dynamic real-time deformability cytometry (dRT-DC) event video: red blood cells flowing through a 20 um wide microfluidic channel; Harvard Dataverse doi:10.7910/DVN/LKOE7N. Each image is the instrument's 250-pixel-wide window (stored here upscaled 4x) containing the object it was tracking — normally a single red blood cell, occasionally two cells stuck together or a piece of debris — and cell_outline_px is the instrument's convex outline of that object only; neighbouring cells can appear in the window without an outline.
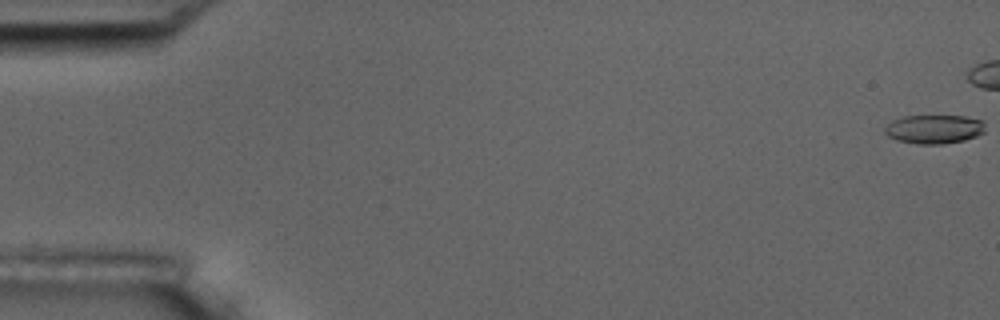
{"species": "common noctule bat (a hibernating species)", "species_latin": "Nyctalus noctula", "temperature_condition": "room temperature", "stored_images_in_passage": 45, "camera_frame_rate_fps": 3000, "um_per_image_px": 0.085, "animal": {"sex": "male", "body_mass_g": 17.5, "forearm_length_mm": 52.3}, "frame": {"image": 1, "passage_image": 1, "time_ms": 0.0, "image_size_px": [1000, 320], "cell_outline_px": [[984, 132], [976, 136], [964, 140], [944, 144], [916, 144], [896, 140], [888, 136], [884, 132], [884, 128], [892, 120], [904, 116], [964, 116], [980, 120], [984, 124]], "centroid_in_image_um": [79.37, 10.98], "position_along_channel_um": 5.6, "area_um2": 16.88}}
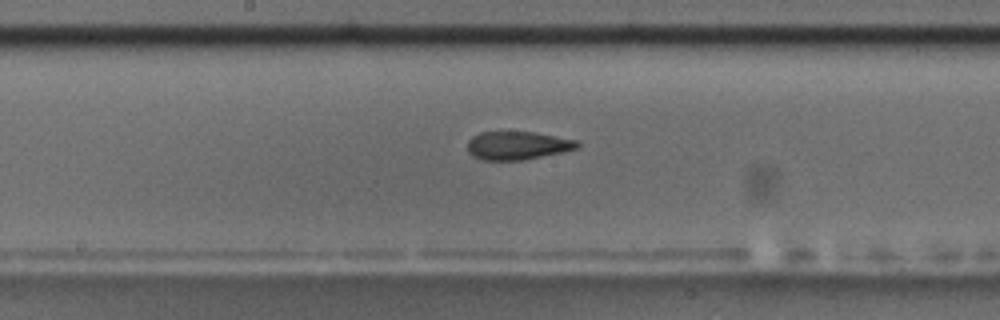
{"frame": {"image": 2, "passage_image": 30, "time_ms": 9.667, "image_size_px": [1000, 320], "cell_outline_px": [[580, 144], [576, 148], [560, 152], [524, 160], [484, 160], [472, 156], [468, 152], [468, 140], [472, 136], [480, 132], [532, 132], [576, 140]], "centroid_in_image_um": [43.93, 12.37], "position_along_channel_um": 204.3, "area_um2": 17.86}}
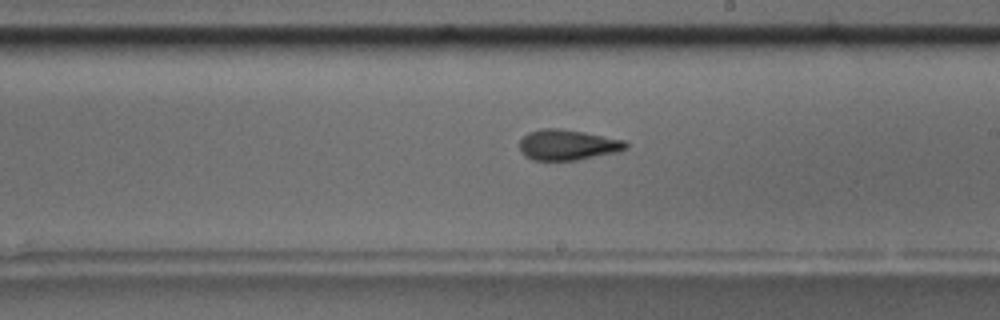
{"frame": {"image": 3, "passage_image": 33, "time_ms": 10.667, "image_size_px": [1000, 320], "cell_outline_px": [[628, 148], [620, 152], [576, 160], [532, 160], [524, 156], [520, 152], [520, 140], [528, 132], [540, 128], [556, 128], [584, 132], [624, 140], [628, 144]], "centroid_in_image_um": [48.25, 12.32], "position_along_channel_um": 240.8, "area_um2": 19.07}}